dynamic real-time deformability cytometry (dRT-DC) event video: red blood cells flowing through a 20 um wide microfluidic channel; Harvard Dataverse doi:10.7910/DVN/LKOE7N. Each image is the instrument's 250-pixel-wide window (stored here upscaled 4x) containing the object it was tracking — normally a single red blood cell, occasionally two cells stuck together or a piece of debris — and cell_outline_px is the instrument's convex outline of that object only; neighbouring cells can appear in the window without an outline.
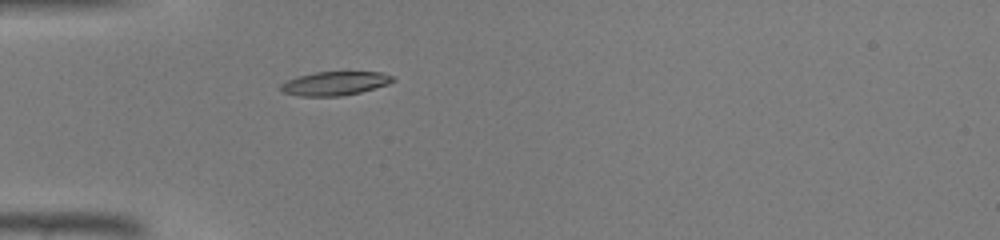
{"species": "common noctule bat (a hibernating species)", "species_latin": "Nyctalus noctula", "temperature_condition": "warm", "stored_images_in_passage": 32, "camera_frame_rate_fps": 3000, "um_per_image_px": 0.085, "animal": {"sex": "male", "body_mass_g": 19.0, "forearm_length_mm": 50.8}, "frame": {"image": 1, "passage_image": 1, "time_ms": 0.0, "image_size_px": [1000, 240], "cell_outline_px": [[396, 80], [388, 84], [360, 92], [340, 96], [300, 96], [280, 92], [280, 84], [296, 76], [316, 72], [380, 72], [392, 76]], "centroid_in_image_um": [28.42, 7.09], "position_along_channel_um": 56.6, "area_um2": 15.55}}
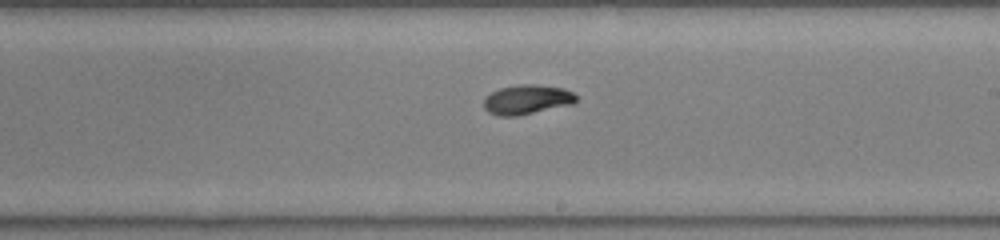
{"frame": {"image": 2, "passage_image": 14, "time_ms": 4.333, "image_size_px": [1000, 240], "cell_outline_px": [[576, 100], [572, 104], [516, 116], [500, 116], [488, 112], [484, 108], [484, 96], [500, 88], [520, 84], [536, 84], [564, 88], [572, 92], [576, 96]], "centroid_in_image_um": [44.76, 8.45], "position_along_channel_um": 244.2, "area_um2": 15.84}}
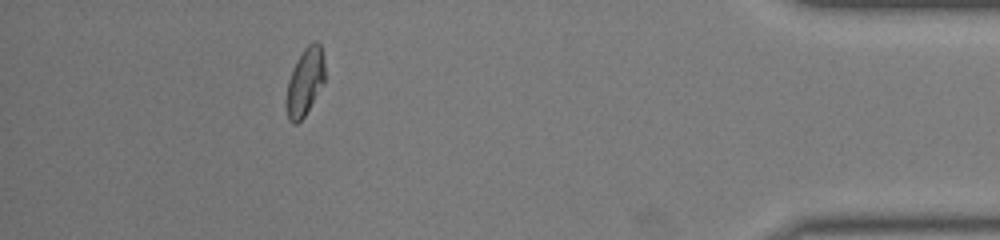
{"frame": {"image": 3, "passage_image": 28, "time_ms": 9.0, "image_size_px": [1000, 240], "cell_outline_px": [[324, 80], [304, 116], [296, 124], [292, 124], [288, 120], [288, 80], [296, 60], [304, 48], [312, 40], [316, 40], [320, 44], [324, 56]], "centroid_in_image_um": [25.94, 6.87], "position_along_channel_um": 409.3, "area_um2": 14.68}}